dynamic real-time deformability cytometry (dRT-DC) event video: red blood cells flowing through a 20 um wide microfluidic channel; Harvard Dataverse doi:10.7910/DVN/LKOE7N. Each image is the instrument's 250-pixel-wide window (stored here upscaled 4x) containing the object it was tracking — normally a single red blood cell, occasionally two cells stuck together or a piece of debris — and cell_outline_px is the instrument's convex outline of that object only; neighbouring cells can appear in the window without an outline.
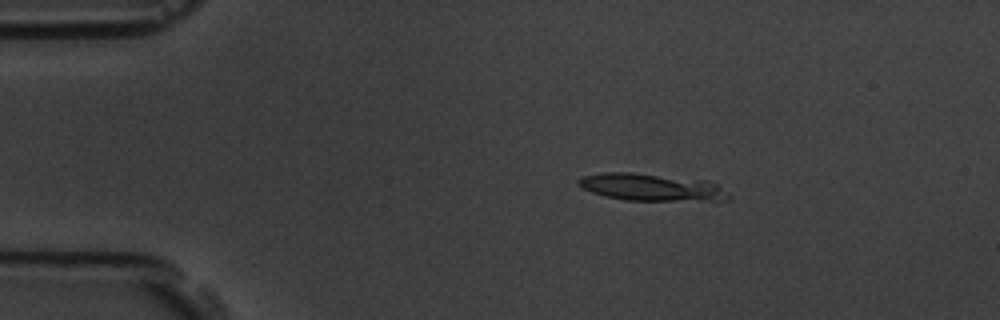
{"species": "common noctule bat (a hibernating species)", "species_latin": "Nyctalus noctula", "temperature_condition": "room temperature", "stored_images_in_passage": 4, "camera_frame_rate_fps": 3000, "um_per_image_px": 0.085, "animal": {"sex": "male", "body_mass_g": 19.5, "forearm_length_mm": 54.6}, "frame": {"image": 1, "passage_image": 2, "time_ms": 1.0, "image_size_px": [1000, 320], "cell_outline_px": [[732, 196], [728, 200], [624, 200], [604, 196], [592, 192], [576, 184], [576, 180], [580, 176], [604, 172], [632, 172], [708, 180], [716, 184], [728, 192]], "centroid_in_image_um": [55.35, 15.9], "position_along_channel_um": 29.7, "area_um2": 23.99}}